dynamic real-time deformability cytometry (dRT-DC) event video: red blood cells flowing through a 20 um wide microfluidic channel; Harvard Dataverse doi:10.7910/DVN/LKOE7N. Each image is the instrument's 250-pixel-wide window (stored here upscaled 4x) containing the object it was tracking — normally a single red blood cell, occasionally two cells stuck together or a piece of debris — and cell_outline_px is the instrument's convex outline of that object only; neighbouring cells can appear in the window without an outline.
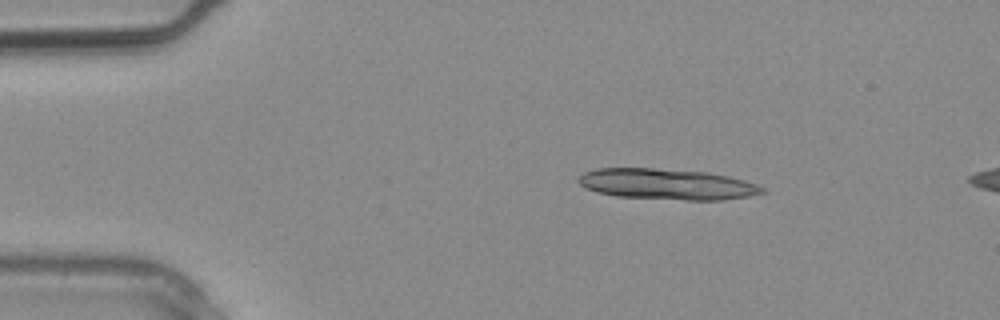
{"species": "common noctule bat (a hibernating species)", "species_latin": "Nyctalus noctula", "temperature_condition": "warm", "stored_images_in_passage": 2, "camera_frame_rate_fps": 3000, "um_per_image_px": 0.085, "animal": {"sex": "male", "body_mass_g": 20.4}, "frame": {"image": 1, "passage_image": 1, "time_ms": 0.0, "image_size_px": [1000, 320], "cell_outline_px": [[764, 192], [748, 196], [724, 200], [684, 200], [616, 196], [596, 192], [584, 188], [576, 180], [584, 172], [596, 168], [652, 168], [708, 172], [728, 176], [744, 180], [756, 184], [764, 188]], "centroid_in_image_um": [56.66, 15.65], "position_along_channel_um": 28.3, "area_um2": 33.06}}